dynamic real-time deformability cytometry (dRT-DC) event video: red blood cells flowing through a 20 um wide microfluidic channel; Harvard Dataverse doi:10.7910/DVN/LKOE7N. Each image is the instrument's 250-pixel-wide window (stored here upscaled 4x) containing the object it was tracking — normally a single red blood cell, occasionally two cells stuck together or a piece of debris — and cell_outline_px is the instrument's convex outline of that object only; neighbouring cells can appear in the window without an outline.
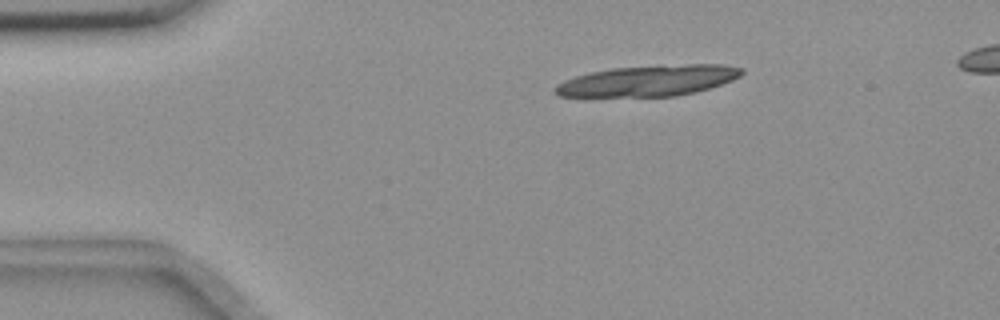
{"species": "common noctule bat (a hibernating species)", "species_latin": "Nyctalus noctula", "temperature_condition": "room temperature", "stored_images_in_passage": 4, "camera_frame_rate_fps": 3000, "um_per_image_px": 0.085, "animal": {"sex": "female", "body_mass_g": 18.4}, "frame": {"image": 1, "passage_image": 1, "time_ms": 0.0, "image_size_px": [1000, 320], "cell_outline_px": [[744, 72], [740, 76], [732, 80], [696, 92], [676, 96], [560, 96], [552, 92], [552, 88], [556, 84], [564, 80], [588, 72], [612, 68], [660, 64], [720, 64], [744, 68]], "centroid_in_image_um": [55.09, 6.84], "position_along_channel_um": 29.9, "area_um2": 33.87}}